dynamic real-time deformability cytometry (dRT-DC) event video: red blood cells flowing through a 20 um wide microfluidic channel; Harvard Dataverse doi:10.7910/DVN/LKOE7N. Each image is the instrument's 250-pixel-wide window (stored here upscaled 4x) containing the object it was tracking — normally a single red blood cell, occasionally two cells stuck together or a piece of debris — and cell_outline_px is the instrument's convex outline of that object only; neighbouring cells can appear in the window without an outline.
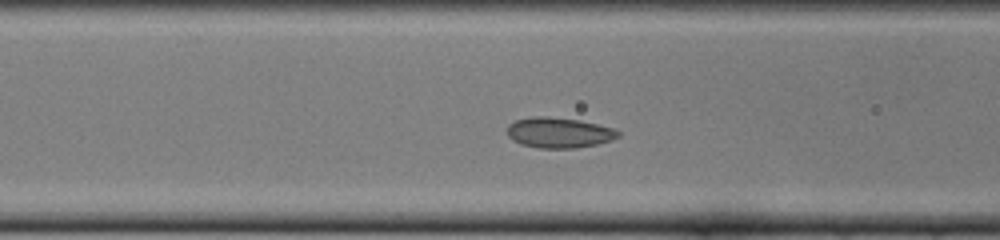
{"species": "common noctule bat (a hibernating species)", "species_latin": "Nyctalus noctula", "temperature_condition": "cold", "stored_images_in_passage": 34, "camera_frame_rate_fps": 3000, "um_per_image_px": 0.085, "animal": {"sex": "female", "body_mass_g": 22.0, "forearm_length_mm": 56.7}, "frame": {"image": 1, "passage_image": 12, "time_ms": 3.667, "image_size_px": [1000, 240], "cell_outline_px": [[620, 136], [612, 140], [596, 144], [576, 148], [536, 148], [520, 144], [512, 140], [508, 136], [508, 124], [516, 120], [536, 116], [548, 116], [580, 120], [612, 128], [620, 132]], "centroid_in_image_um": [47.49, 11.28], "position_along_channel_um": 119.1, "area_um2": 19.71}}
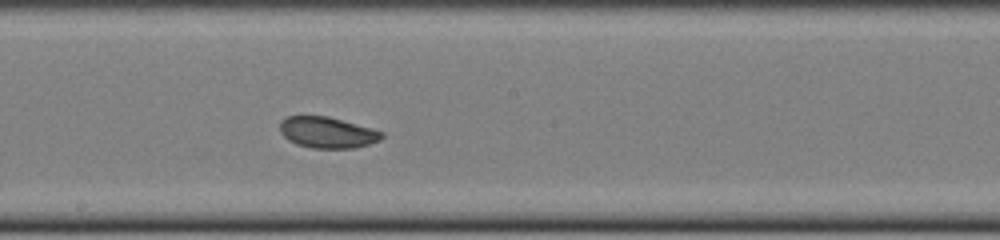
{"frame": {"image": 2, "passage_image": 20, "time_ms": 6.333, "image_size_px": [1000, 240], "cell_outline_px": [[384, 136], [380, 140], [368, 144], [352, 148], [312, 148], [296, 144], [288, 140], [280, 132], [280, 120], [288, 116], [328, 116], [372, 128], [384, 132]], "centroid_in_image_um": [27.82, 11.25], "position_along_channel_um": 220.4, "area_um2": 18.5}}
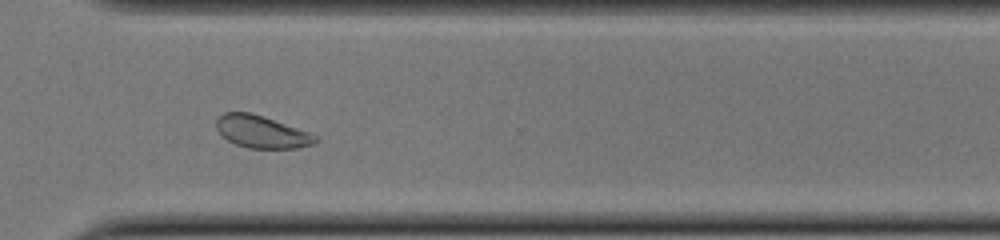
{"frame": {"image": 3, "passage_image": 30, "time_ms": 9.667, "image_size_px": [1000, 240], "cell_outline_px": [[320, 140], [316, 144], [296, 148], [248, 148], [236, 144], [228, 140], [216, 128], [216, 120], [224, 112], [252, 112], [264, 116], [316, 136]], "centroid_in_image_um": [22.23, 11.2], "position_along_channel_um": 348.4, "area_um2": 18.44}, "authors_computed_cell_mechanics": {"area_um2": 19.0451, "velocity_mm_per_s": 3.8191, "shape_relaxation_time_tau1_ms": 2.4474, "shape_relaxation_time_tau2_ms": null, "deformation_change_tau1": 0.067, "deformation_change_tau2": null}}